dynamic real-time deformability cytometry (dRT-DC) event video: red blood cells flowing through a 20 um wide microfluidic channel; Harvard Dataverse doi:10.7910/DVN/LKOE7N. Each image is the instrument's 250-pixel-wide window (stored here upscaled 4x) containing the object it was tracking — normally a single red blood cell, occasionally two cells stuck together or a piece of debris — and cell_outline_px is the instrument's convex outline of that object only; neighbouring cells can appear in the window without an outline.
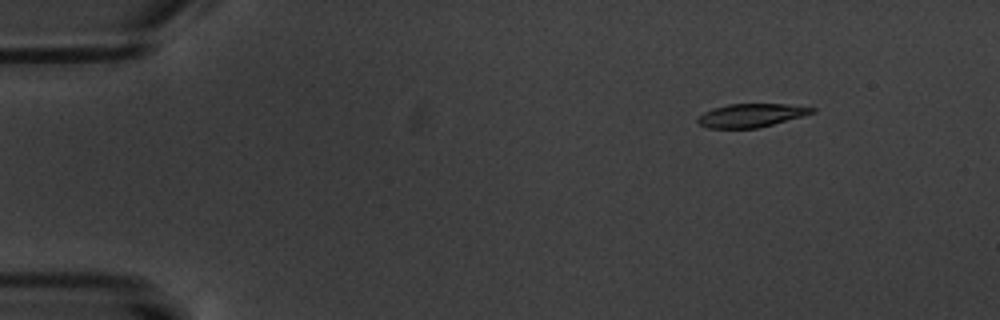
{"species": "common noctule bat (a hibernating species)", "species_latin": "Nyctalus noctula", "temperature_condition": "warm", "stored_images_in_passage": 16, "camera_frame_rate_fps": 3000, "um_per_image_px": 0.085, "animal": {"sex": "male", "body_mass_g": 20.1, "forearm_length_mm": 53.5}, "frame": {"image": 1, "passage_image": 2, "time_ms": 1.333, "image_size_px": [1000, 320], "cell_outline_px": [[816, 112], [804, 116], [756, 128], [708, 128], [700, 124], [696, 120], [704, 112], [712, 108], [728, 104], [784, 104], [816, 108]], "centroid_in_image_um": [63.85, 9.8], "position_along_channel_um": 21.1, "area_um2": 15.49}}
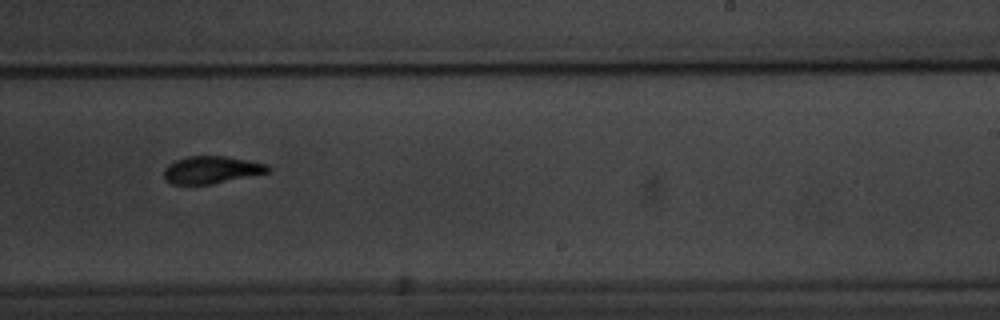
{"frame": {"image": 2, "passage_image": 10, "time_ms": 11.333, "image_size_px": [1000, 320], "cell_outline_px": [[272, 168], [268, 172], [212, 184], [172, 184], [164, 180], [164, 168], [168, 164], [176, 160], [188, 156], [228, 156], [268, 164]], "centroid_in_image_um": [17.96, 14.43], "position_along_channel_um": 271.0, "area_um2": 16.65}}
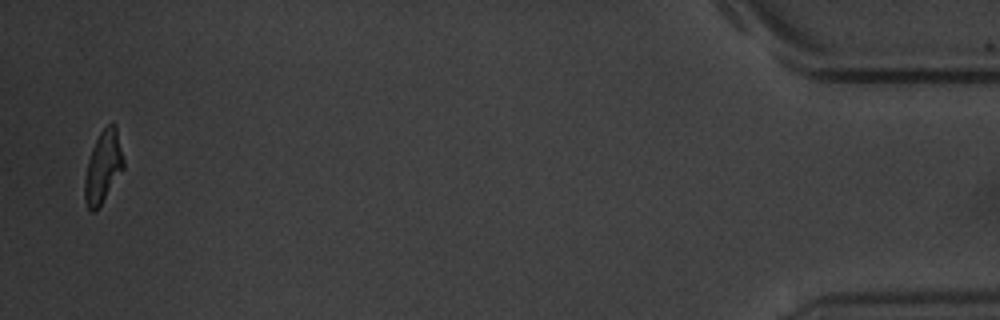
{"frame": {"image": 3, "passage_image": 16, "time_ms": 18.333, "image_size_px": [1000, 320], "cell_outline_px": [[124, 168], [96, 212], [92, 212], [88, 208], [84, 200], [84, 180], [88, 160], [92, 148], [100, 132], [108, 124], [116, 124], [124, 160]], "centroid_in_image_um": [8.76, 14.21], "position_along_channel_um": 426.4, "area_um2": 16.3}, "authors_computed_cell_mechanics": {"area_um2": 17.1955, "velocity_mm_per_s": 3.4109, "shape_relaxation_time_tau1_ms": 3.4097, "shape_relaxation_time_tau2_ms": 3.3226, "deformation_change_tau1": 0.153, "deformation_change_tau2": 0.1096}}